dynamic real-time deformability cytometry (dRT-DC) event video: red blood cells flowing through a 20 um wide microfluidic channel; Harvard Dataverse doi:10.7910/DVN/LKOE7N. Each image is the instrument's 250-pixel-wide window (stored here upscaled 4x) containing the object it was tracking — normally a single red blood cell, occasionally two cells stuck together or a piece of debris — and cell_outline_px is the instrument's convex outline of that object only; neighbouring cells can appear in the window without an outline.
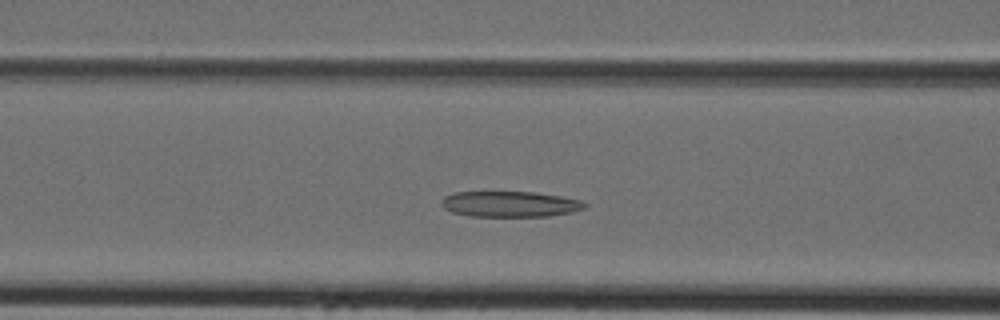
{"species": "Egyptian fruit bat (a non-hibernating species)", "species_latin": "Rousettus aegyptiacus", "temperature_condition": "cold", "stored_images_in_passage": 39, "camera_frame_rate_fps": 3000, "um_per_image_px": 0.085, "animal": {"sex": "female"}, "frame": {"image": 1, "passage_image": 12, "time_ms": 3.667, "image_size_px": [1000, 320], "cell_outline_px": [[588, 204], [584, 208], [572, 212], [548, 216], [468, 216], [452, 212], [444, 208], [440, 204], [440, 200], [444, 196], [456, 192], [532, 192], [560, 196], [580, 200]], "centroid_in_image_um": [43.31, 17.35], "position_along_channel_um": 123.3, "area_um2": 21.44}}
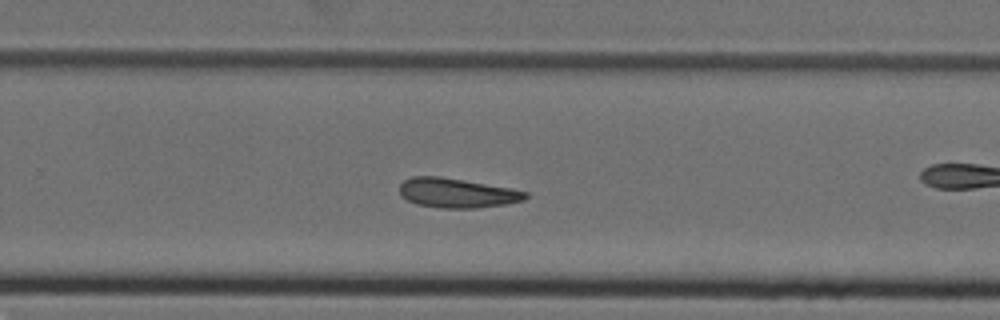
{"frame": {"image": 2, "passage_image": 23, "time_ms": 7.333, "image_size_px": [1000, 320], "cell_outline_px": [[528, 196], [524, 200], [504, 204], [476, 208], [440, 208], [416, 204], [400, 196], [400, 184], [404, 180], [412, 176], [440, 176], [508, 188], [528, 192]], "centroid_in_image_um": [38.79, 16.4], "position_along_channel_um": 291.0, "area_um2": 21.5}}
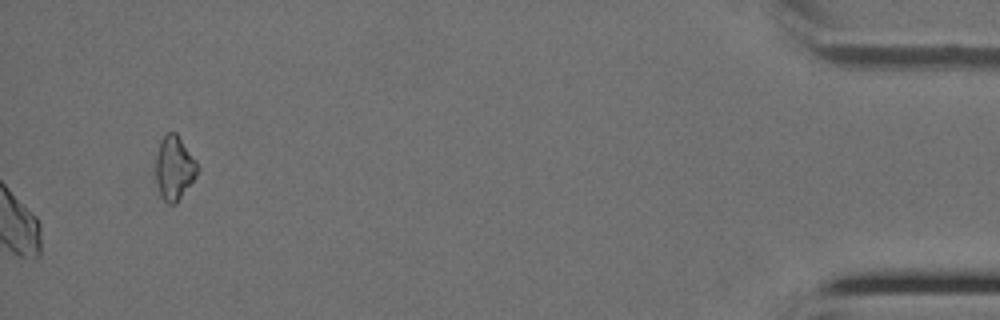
{"frame": {"image": 3, "passage_image": 39, "time_ms": 12.667, "image_size_px": [1000, 320], "cell_outline_px": [[200, 168], [196, 176], [176, 204], [168, 204], [160, 196], [156, 184], [156, 152], [160, 140], [168, 132], [176, 132], [196, 160]], "centroid_in_image_um": [14.81, 14.28], "position_along_channel_um": 420.4, "area_um2": 15.72}}